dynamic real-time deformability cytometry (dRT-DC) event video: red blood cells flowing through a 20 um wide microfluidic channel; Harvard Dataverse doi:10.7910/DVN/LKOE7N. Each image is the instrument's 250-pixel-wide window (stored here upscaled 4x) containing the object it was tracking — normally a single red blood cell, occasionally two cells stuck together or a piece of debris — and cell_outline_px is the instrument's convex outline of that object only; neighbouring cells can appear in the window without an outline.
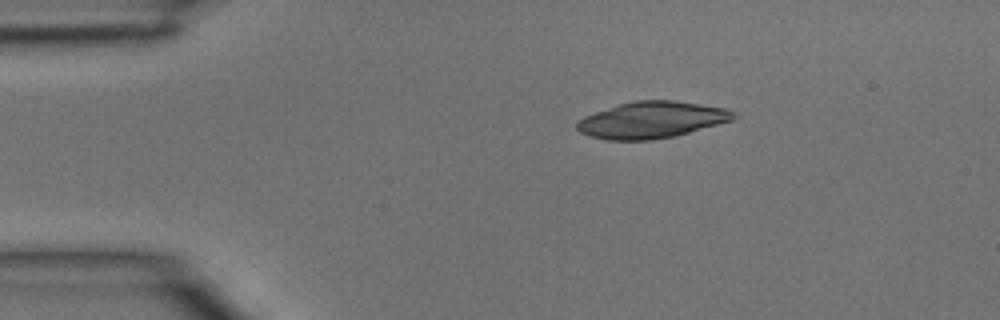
{"species": "common noctule bat (a hibernating species)", "species_latin": "Nyctalus noctula", "temperature_condition": "room temperature", "stored_images_in_passage": 3, "camera_frame_rate_fps": 3000, "um_per_image_px": 0.085, "animal": {"sex": "male", "body_mass_g": 15.6}, "frame": {"image": 1, "passage_image": 2, "time_ms": 0.333, "image_size_px": [1000, 320], "cell_outline_px": [[736, 116], [732, 120], [676, 136], [652, 140], [608, 140], [588, 136], [580, 132], [576, 128], [576, 120], [584, 116], [620, 104], [636, 100], [672, 100], [700, 104], [724, 108], [732, 112]], "centroid_in_image_um": [55.34, 10.2], "position_along_channel_um": 29.7, "area_um2": 33.18}}